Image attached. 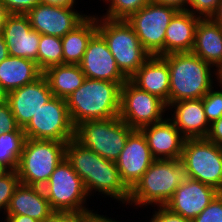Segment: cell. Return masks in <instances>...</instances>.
Listing matches in <instances>:
<instances>
[{"mask_svg":"<svg viewBox=\"0 0 222 222\" xmlns=\"http://www.w3.org/2000/svg\"><path fill=\"white\" fill-rule=\"evenodd\" d=\"M65 158L83 180L88 195L93 191L128 204L130 190L122 182L113 161L106 160L75 138L66 144Z\"/></svg>","mask_w":222,"mask_h":222,"instance_id":"1","label":"cell"},{"mask_svg":"<svg viewBox=\"0 0 222 222\" xmlns=\"http://www.w3.org/2000/svg\"><path fill=\"white\" fill-rule=\"evenodd\" d=\"M121 86L116 82L85 78L83 84L66 99L74 127L87 120L119 116Z\"/></svg>","mask_w":222,"mask_h":222,"instance_id":"2","label":"cell"},{"mask_svg":"<svg viewBox=\"0 0 222 222\" xmlns=\"http://www.w3.org/2000/svg\"><path fill=\"white\" fill-rule=\"evenodd\" d=\"M170 71L169 105L185 99H198L213 87L215 73L211 64L192 52L170 53L162 56Z\"/></svg>","mask_w":222,"mask_h":222,"instance_id":"3","label":"cell"},{"mask_svg":"<svg viewBox=\"0 0 222 222\" xmlns=\"http://www.w3.org/2000/svg\"><path fill=\"white\" fill-rule=\"evenodd\" d=\"M185 179L180 159H156L130 190L128 203L140 208L154 204L164 206Z\"/></svg>","mask_w":222,"mask_h":222,"instance_id":"4","label":"cell"},{"mask_svg":"<svg viewBox=\"0 0 222 222\" xmlns=\"http://www.w3.org/2000/svg\"><path fill=\"white\" fill-rule=\"evenodd\" d=\"M97 31L106 41L118 68L128 79L151 56L126 20L97 15Z\"/></svg>","mask_w":222,"mask_h":222,"instance_id":"5","label":"cell"},{"mask_svg":"<svg viewBox=\"0 0 222 222\" xmlns=\"http://www.w3.org/2000/svg\"><path fill=\"white\" fill-rule=\"evenodd\" d=\"M67 142L27 138L16 170L20 183L43 187L65 159Z\"/></svg>","mask_w":222,"mask_h":222,"instance_id":"6","label":"cell"},{"mask_svg":"<svg viewBox=\"0 0 222 222\" xmlns=\"http://www.w3.org/2000/svg\"><path fill=\"white\" fill-rule=\"evenodd\" d=\"M134 130L118 116L87 120L75 127V139L106 160L116 162Z\"/></svg>","mask_w":222,"mask_h":222,"instance_id":"7","label":"cell"},{"mask_svg":"<svg viewBox=\"0 0 222 222\" xmlns=\"http://www.w3.org/2000/svg\"><path fill=\"white\" fill-rule=\"evenodd\" d=\"M181 163L186 177L222 192V146L206 138L186 139Z\"/></svg>","mask_w":222,"mask_h":222,"instance_id":"8","label":"cell"},{"mask_svg":"<svg viewBox=\"0 0 222 222\" xmlns=\"http://www.w3.org/2000/svg\"><path fill=\"white\" fill-rule=\"evenodd\" d=\"M43 189L54 212L94 211L84 206L90 196L66 158L55 168Z\"/></svg>","mask_w":222,"mask_h":222,"instance_id":"9","label":"cell"},{"mask_svg":"<svg viewBox=\"0 0 222 222\" xmlns=\"http://www.w3.org/2000/svg\"><path fill=\"white\" fill-rule=\"evenodd\" d=\"M178 10L172 6L148 2L126 21L131 25L143 48L151 55L164 56L166 28Z\"/></svg>","mask_w":222,"mask_h":222,"instance_id":"10","label":"cell"},{"mask_svg":"<svg viewBox=\"0 0 222 222\" xmlns=\"http://www.w3.org/2000/svg\"><path fill=\"white\" fill-rule=\"evenodd\" d=\"M26 138L69 141L75 138L65 99L53 96L23 128Z\"/></svg>","mask_w":222,"mask_h":222,"instance_id":"11","label":"cell"},{"mask_svg":"<svg viewBox=\"0 0 222 222\" xmlns=\"http://www.w3.org/2000/svg\"><path fill=\"white\" fill-rule=\"evenodd\" d=\"M166 103L159 97L139 89L129 79L121 86L119 118L133 129L163 120Z\"/></svg>","mask_w":222,"mask_h":222,"instance_id":"12","label":"cell"},{"mask_svg":"<svg viewBox=\"0 0 222 222\" xmlns=\"http://www.w3.org/2000/svg\"><path fill=\"white\" fill-rule=\"evenodd\" d=\"M155 160L145 136L139 129H135L128 136L115 164L122 182L131 190Z\"/></svg>","mask_w":222,"mask_h":222,"instance_id":"13","label":"cell"},{"mask_svg":"<svg viewBox=\"0 0 222 222\" xmlns=\"http://www.w3.org/2000/svg\"><path fill=\"white\" fill-rule=\"evenodd\" d=\"M33 30L39 34L62 38L88 15L80 14L74 8L37 4L27 14Z\"/></svg>","mask_w":222,"mask_h":222,"instance_id":"14","label":"cell"},{"mask_svg":"<svg viewBox=\"0 0 222 222\" xmlns=\"http://www.w3.org/2000/svg\"><path fill=\"white\" fill-rule=\"evenodd\" d=\"M79 66L86 78L116 82L120 86L128 80L98 31L91 37Z\"/></svg>","mask_w":222,"mask_h":222,"instance_id":"15","label":"cell"},{"mask_svg":"<svg viewBox=\"0 0 222 222\" xmlns=\"http://www.w3.org/2000/svg\"><path fill=\"white\" fill-rule=\"evenodd\" d=\"M53 93L44 75L8 93V103L20 128H24L41 106L47 103Z\"/></svg>","mask_w":222,"mask_h":222,"instance_id":"16","label":"cell"},{"mask_svg":"<svg viewBox=\"0 0 222 222\" xmlns=\"http://www.w3.org/2000/svg\"><path fill=\"white\" fill-rule=\"evenodd\" d=\"M219 193L215 188L198 180L186 177L176 188L172 198L165 205L172 212L191 221L197 217Z\"/></svg>","mask_w":222,"mask_h":222,"instance_id":"17","label":"cell"},{"mask_svg":"<svg viewBox=\"0 0 222 222\" xmlns=\"http://www.w3.org/2000/svg\"><path fill=\"white\" fill-rule=\"evenodd\" d=\"M2 34L9 55L37 63L40 34L32 29L26 14H9Z\"/></svg>","mask_w":222,"mask_h":222,"instance_id":"18","label":"cell"},{"mask_svg":"<svg viewBox=\"0 0 222 222\" xmlns=\"http://www.w3.org/2000/svg\"><path fill=\"white\" fill-rule=\"evenodd\" d=\"M155 159H181L186 138L170 118L139 129Z\"/></svg>","mask_w":222,"mask_h":222,"instance_id":"19","label":"cell"},{"mask_svg":"<svg viewBox=\"0 0 222 222\" xmlns=\"http://www.w3.org/2000/svg\"><path fill=\"white\" fill-rule=\"evenodd\" d=\"M53 213L43 187L19 183L4 214L26 215L39 222H49Z\"/></svg>","mask_w":222,"mask_h":222,"instance_id":"20","label":"cell"},{"mask_svg":"<svg viewBox=\"0 0 222 222\" xmlns=\"http://www.w3.org/2000/svg\"><path fill=\"white\" fill-rule=\"evenodd\" d=\"M174 114L170 119L186 139L206 138L210 129L204 113L202 98L185 99L171 103Z\"/></svg>","mask_w":222,"mask_h":222,"instance_id":"21","label":"cell"},{"mask_svg":"<svg viewBox=\"0 0 222 222\" xmlns=\"http://www.w3.org/2000/svg\"><path fill=\"white\" fill-rule=\"evenodd\" d=\"M170 71L167 61L158 55L150 56L129 78L139 89L153 94L169 106Z\"/></svg>","mask_w":222,"mask_h":222,"instance_id":"22","label":"cell"},{"mask_svg":"<svg viewBox=\"0 0 222 222\" xmlns=\"http://www.w3.org/2000/svg\"><path fill=\"white\" fill-rule=\"evenodd\" d=\"M201 18L187 10H178L166 28L164 55L191 52L195 43V31Z\"/></svg>","mask_w":222,"mask_h":222,"instance_id":"23","label":"cell"},{"mask_svg":"<svg viewBox=\"0 0 222 222\" xmlns=\"http://www.w3.org/2000/svg\"><path fill=\"white\" fill-rule=\"evenodd\" d=\"M193 54L218 69L222 64V26L212 18L200 19L195 31Z\"/></svg>","mask_w":222,"mask_h":222,"instance_id":"24","label":"cell"},{"mask_svg":"<svg viewBox=\"0 0 222 222\" xmlns=\"http://www.w3.org/2000/svg\"><path fill=\"white\" fill-rule=\"evenodd\" d=\"M42 75L37 63L26 58L9 55L0 62V84L8 93L36 81Z\"/></svg>","mask_w":222,"mask_h":222,"instance_id":"25","label":"cell"},{"mask_svg":"<svg viewBox=\"0 0 222 222\" xmlns=\"http://www.w3.org/2000/svg\"><path fill=\"white\" fill-rule=\"evenodd\" d=\"M96 32L97 17L89 14L78 26L63 36V64H79L91 37Z\"/></svg>","mask_w":222,"mask_h":222,"instance_id":"26","label":"cell"},{"mask_svg":"<svg viewBox=\"0 0 222 222\" xmlns=\"http://www.w3.org/2000/svg\"><path fill=\"white\" fill-rule=\"evenodd\" d=\"M43 75L55 97L67 99L85 80L79 64H59L48 67Z\"/></svg>","mask_w":222,"mask_h":222,"instance_id":"27","label":"cell"},{"mask_svg":"<svg viewBox=\"0 0 222 222\" xmlns=\"http://www.w3.org/2000/svg\"><path fill=\"white\" fill-rule=\"evenodd\" d=\"M26 139L24 132L0 134V164L9 170H17Z\"/></svg>","mask_w":222,"mask_h":222,"instance_id":"28","label":"cell"},{"mask_svg":"<svg viewBox=\"0 0 222 222\" xmlns=\"http://www.w3.org/2000/svg\"><path fill=\"white\" fill-rule=\"evenodd\" d=\"M63 64V49L60 37L40 34L37 65L44 72L48 67Z\"/></svg>","mask_w":222,"mask_h":222,"instance_id":"29","label":"cell"},{"mask_svg":"<svg viewBox=\"0 0 222 222\" xmlns=\"http://www.w3.org/2000/svg\"><path fill=\"white\" fill-rule=\"evenodd\" d=\"M104 1V0H103ZM109 5L107 13L103 15L108 19L126 20L131 14L138 12L152 0H105ZM110 2V4H109Z\"/></svg>","mask_w":222,"mask_h":222,"instance_id":"30","label":"cell"},{"mask_svg":"<svg viewBox=\"0 0 222 222\" xmlns=\"http://www.w3.org/2000/svg\"><path fill=\"white\" fill-rule=\"evenodd\" d=\"M213 89L214 87L202 98L204 113L210 124L222 117V90Z\"/></svg>","mask_w":222,"mask_h":222,"instance_id":"31","label":"cell"},{"mask_svg":"<svg viewBox=\"0 0 222 222\" xmlns=\"http://www.w3.org/2000/svg\"><path fill=\"white\" fill-rule=\"evenodd\" d=\"M19 183L20 181L16 170H10L0 178V211L4 209L3 214L5 213L14 190Z\"/></svg>","mask_w":222,"mask_h":222,"instance_id":"32","label":"cell"},{"mask_svg":"<svg viewBox=\"0 0 222 222\" xmlns=\"http://www.w3.org/2000/svg\"><path fill=\"white\" fill-rule=\"evenodd\" d=\"M220 1L221 0H189L186 10L201 19L212 18L218 10Z\"/></svg>","mask_w":222,"mask_h":222,"instance_id":"33","label":"cell"},{"mask_svg":"<svg viewBox=\"0 0 222 222\" xmlns=\"http://www.w3.org/2000/svg\"><path fill=\"white\" fill-rule=\"evenodd\" d=\"M192 222H222V192Z\"/></svg>","mask_w":222,"mask_h":222,"instance_id":"34","label":"cell"},{"mask_svg":"<svg viewBox=\"0 0 222 222\" xmlns=\"http://www.w3.org/2000/svg\"><path fill=\"white\" fill-rule=\"evenodd\" d=\"M5 132H24L18 126L8 102L0 104V134Z\"/></svg>","mask_w":222,"mask_h":222,"instance_id":"35","label":"cell"},{"mask_svg":"<svg viewBox=\"0 0 222 222\" xmlns=\"http://www.w3.org/2000/svg\"><path fill=\"white\" fill-rule=\"evenodd\" d=\"M96 214L93 211L54 212L49 222H89Z\"/></svg>","mask_w":222,"mask_h":222,"instance_id":"36","label":"cell"},{"mask_svg":"<svg viewBox=\"0 0 222 222\" xmlns=\"http://www.w3.org/2000/svg\"><path fill=\"white\" fill-rule=\"evenodd\" d=\"M10 14H27L40 0H1Z\"/></svg>","mask_w":222,"mask_h":222,"instance_id":"37","label":"cell"},{"mask_svg":"<svg viewBox=\"0 0 222 222\" xmlns=\"http://www.w3.org/2000/svg\"><path fill=\"white\" fill-rule=\"evenodd\" d=\"M160 208V209H159ZM158 211H154L150 222H192L190 219L183 217L180 214L172 212L169 208L158 206Z\"/></svg>","mask_w":222,"mask_h":222,"instance_id":"38","label":"cell"},{"mask_svg":"<svg viewBox=\"0 0 222 222\" xmlns=\"http://www.w3.org/2000/svg\"><path fill=\"white\" fill-rule=\"evenodd\" d=\"M206 139L222 146V117L210 124V129Z\"/></svg>","mask_w":222,"mask_h":222,"instance_id":"39","label":"cell"},{"mask_svg":"<svg viewBox=\"0 0 222 222\" xmlns=\"http://www.w3.org/2000/svg\"><path fill=\"white\" fill-rule=\"evenodd\" d=\"M153 1L158 4L172 6L177 10H186L189 0H153Z\"/></svg>","mask_w":222,"mask_h":222,"instance_id":"40","label":"cell"},{"mask_svg":"<svg viewBox=\"0 0 222 222\" xmlns=\"http://www.w3.org/2000/svg\"><path fill=\"white\" fill-rule=\"evenodd\" d=\"M76 0H40V3L52 6L74 8Z\"/></svg>","mask_w":222,"mask_h":222,"instance_id":"41","label":"cell"},{"mask_svg":"<svg viewBox=\"0 0 222 222\" xmlns=\"http://www.w3.org/2000/svg\"><path fill=\"white\" fill-rule=\"evenodd\" d=\"M5 219V222H39L26 215H6Z\"/></svg>","mask_w":222,"mask_h":222,"instance_id":"42","label":"cell"},{"mask_svg":"<svg viewBox=\"0 0 222 222\" xmlns=\"http://www.w3.org/2000/svg\"><path fill=\"white\" fill-rule=\"evenodd\" d=\"M10 13L7 11L6 6L0 0V34L3 33L5 21Z\"/></svg>","mask_w":222,"mask_h":222,"instance_id":"43","label":"cell"},{"mask_svg":"<svg viewBox=\"0 0 222 222\" xmlns=\"http://www.w3.org/2000/svg\"><path fill=\"white\" fill-rule=\"evenodd\" d=\"M9 56L8 47L5 43L3 34H0V62Z\"/></svg>","mask_w":222,"mask_h":222,"instance_id":"44","label":"cell"},{"mask_svg":"<svg viewBox=\"0 0 222 222\" xmlns=\"http://www.w3.org/2000/svg\"><path fill=\"white\" fill-rule=\"evenodd\" d=\"M89 222H119L115 221L112 218L106 217L104 215L96 214Z\"/></svg>","mask_w":222,"mask_h":222,"instance_id":"45","label":"cell"},{"mask_svg":"<svg viewBox=\"0 0 222 222\" xmlns=\"http://www.w3.org/2000/svg\"><path fill=\"white\" fill-rule=\"evenodd\" d=\"M212 19L217 23L222 26V0L220 1L218 10L216 14L212 17Z\"/></svg>","mask_w":222,"mask_h":222,"instance_id":"46","label":"cell"},{"mask_svg":"<svg viewBox=\"0 0 222 222\" xmlns=\"http://www.w3.org/2000/svg\"><path fill=\"white\" fill-rule=\"evenodd\" d=\"M8 101V92L0 84V104L6 103Z\"/></svg>","mask_w":222,"mask_h":222,"instance_id":"47","label":"cell"},{"mask_svg":"<svg viewBox=\"0 0 222 222\" xmlns=\"http://www.w3.org/2000/svg\"><path fill=\"white\" fill-rule=\"evenodd\" d=\"M216 79L218 80L217 82L219 83V87L222 86V64L219 66L218 69H216Z\"/></svg>","mask_w":222,"mask_h":222,"instance_id":"48","label":"cell"},{"mask_svg":"<svg viewBox=\"0 0 222 222\" xmlns=\"http://www.w3.org/2000/svg\"><path fill=\"white\" fill-rule=\"evenodd\" d=\"M10 170L4 165L0 164V178L7 174Z\"/></svg>","mask_w":222,"mask_h":222,"instance_id":"49","label":"cell"}]
</instances>
